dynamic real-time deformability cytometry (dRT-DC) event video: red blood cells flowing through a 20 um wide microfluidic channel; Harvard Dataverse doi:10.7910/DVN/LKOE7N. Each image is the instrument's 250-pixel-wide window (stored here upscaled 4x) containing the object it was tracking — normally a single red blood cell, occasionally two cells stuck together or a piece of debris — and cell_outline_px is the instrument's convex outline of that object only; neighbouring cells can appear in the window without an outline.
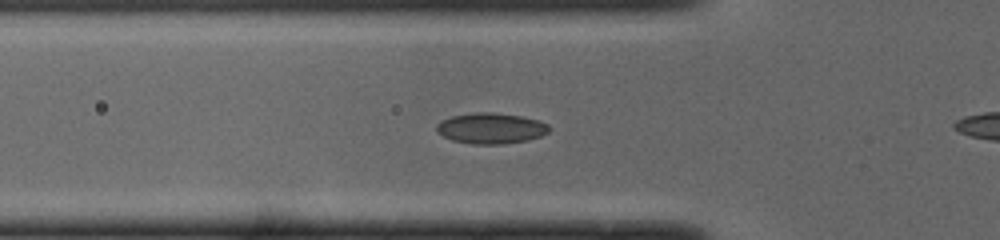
{"species": "common noctule bat (a hibernating species)", "species_latin": "Nyctalus noctula", "temperature_condition": "cold", "stored_images_in_passage": 26, "camera_frame_rate_fps": 3000, "um_per_image_px": 0.085, "animal": {"sex": "male", "body_mass_g": 19.0, "forearm_length_mm": 50.8}, "frame": {"image": 1, "passage_image": 2, "time_ms": 0.333, "image_size_px": [1000, 240], "cell_outline_px": [[552, 128], [548, 132], [540, 136], [528, 140], [504, 144], [472, 144], [452, 140], [436, 132], [436, 124], [440, 120], [452, 116], [476, 112], [492, 112], [520, 116], [540, 120], [548, 124]], "centroid_in_image_um": [41.73, 10.9], "position_along_channel_um": 84.1, "area_um2": 20.35}}
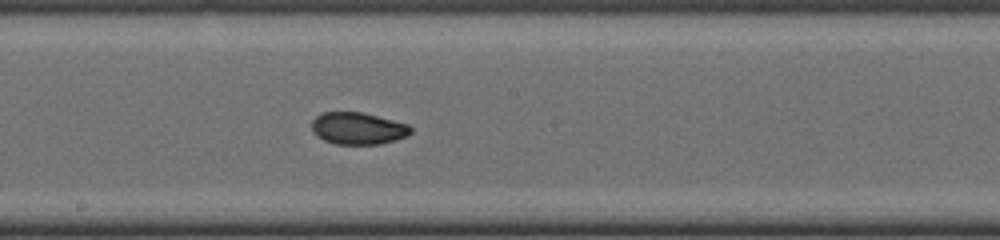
{"frame": {"image": 2, "passage_image": 12, "time_ms": 3.667, "image_size_px": [1000, 240], "cell_outline_px": [[412, 132], [408, 136], [396, 140], [380, 144], [336, 144], [324, 140], [316, 136], [312, 132], [312, 120], [320, 112], [364, 112], [408, 124], [412, 128]], "centroid_in_image_um": [30.43, 10.91], "position_along_channel_um": 217.8, "area_um2": 18.73}}
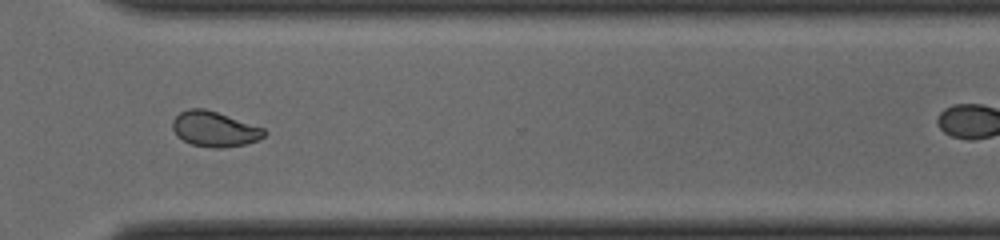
{"frame": {"image": 3, "passage_image": 22, "time_ms": 7.0, "image_size_px": [1000, 240], "cell_outline_px": [[268, 132], [264, 136], [256, 140], [244, 144], [224, 148], [212, 148], [192, 144], [176, 136], [172, 128], [172, 120], [180, 112], [188, 108], [204, 108], [264, 128]], "centroid_in_image_um": [18.2, 10.97], "position_along_channel_um": 352.4, "area_um2": 18.73}}